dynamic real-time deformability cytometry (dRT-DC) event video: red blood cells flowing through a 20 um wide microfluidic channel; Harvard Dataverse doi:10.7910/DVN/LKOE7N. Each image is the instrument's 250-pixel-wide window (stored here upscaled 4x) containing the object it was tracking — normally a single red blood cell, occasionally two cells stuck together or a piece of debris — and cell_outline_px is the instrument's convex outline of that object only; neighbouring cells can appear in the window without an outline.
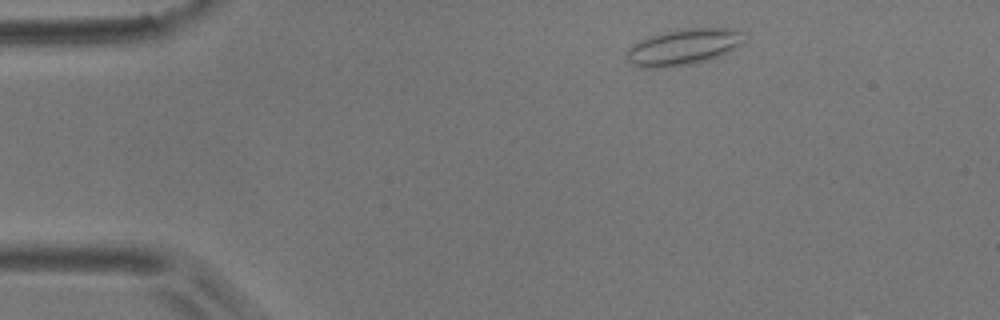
{"species": "common noctule bat (a hibernating species)", "species_latin": "Nyctalus noctula", "temperature_condition": "room temperature", "stored_images_in_passage": 3, "camera_frame_rate_fps": 3000, "um_per_image_px": 0.085, "animal": {"sex": "male", "body_mass_g": 17.9}, "frame": {"image": 1, "passage_image": 1, "time_ms": 0.0, "image_size_px": [1000, 320], "cell_outline_px": [[740, 44], [728, 52], [720, 56], [708, 60], [692, 64], [664, 68], [640, 68], [632, 64], [628, 60], [624, 52], [632, 44], [648, 36], [676, 28], [736, 28], [740, 32]], "centroid_in_image_um": [57.99, 4.0], "position_along_channel_um": 27.0, "area_um2": 24.97}}